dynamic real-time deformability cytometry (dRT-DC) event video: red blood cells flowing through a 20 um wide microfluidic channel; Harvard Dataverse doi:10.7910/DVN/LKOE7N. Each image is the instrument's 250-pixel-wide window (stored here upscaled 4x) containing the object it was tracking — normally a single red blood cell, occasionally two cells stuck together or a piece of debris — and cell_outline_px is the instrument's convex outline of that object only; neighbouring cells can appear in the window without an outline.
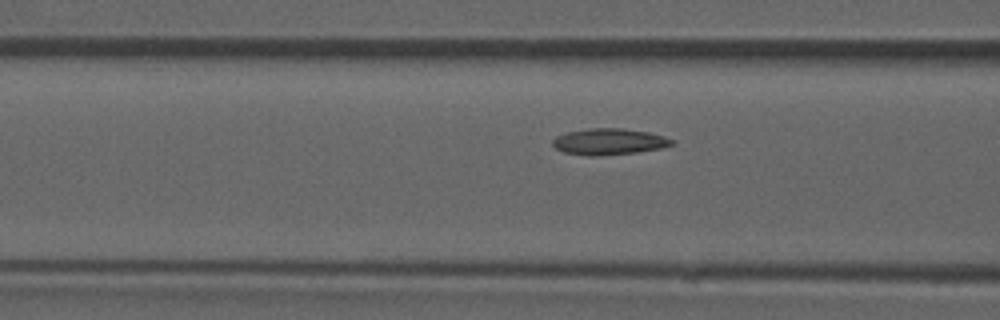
{"species": "common noctule bat (a hibernating species)", "species_latin": "Nyctalus noctula", "temperature_condition": "room temperature", "stored_images_in_passage": 17, "camera_frame_rate_fps": 3000, "um_per_image_px": 0.085, "animal": {"sex": "male", "forearm_length_mm": 52.5}, "frame": {"image": 1, "passage_image": 15, "time_ms": 4.667, "image_size_px": [1000, 320], "cell_outline_px": [[676, 144], [660, 148], [636, 152], [600, 156], [588, 156], [564, 152], [556, 148], [552, 144], [552, 140], [556, 136], [568, 132], [588, 128], [624, 128], [648, 132], [664, 136], [676, 140]], "centroid_in_image_um": [51.79, 12.04], "position_along_channel_um": 114.8, "area_um2": 18.38}}